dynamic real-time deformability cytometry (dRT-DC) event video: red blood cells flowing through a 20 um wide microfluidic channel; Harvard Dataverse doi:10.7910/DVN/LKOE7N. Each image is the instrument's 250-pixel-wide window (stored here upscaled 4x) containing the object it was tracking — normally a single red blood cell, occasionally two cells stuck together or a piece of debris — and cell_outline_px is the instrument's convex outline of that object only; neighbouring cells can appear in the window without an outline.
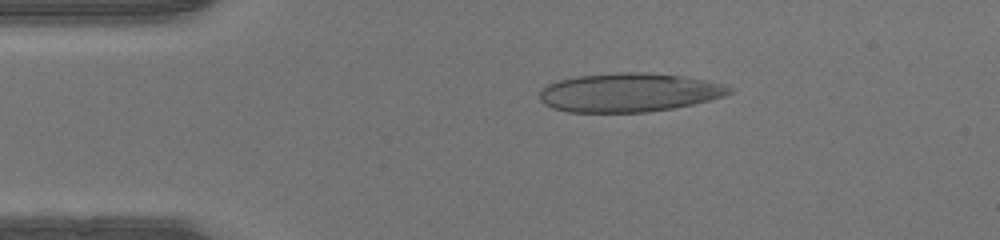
{"species": "human", "species_latin": "Homo sapiens", "temperature_condition": "warm", "stored_images_in_passage": 46, "camera_frame_rate_fps": 3000, "um_per_image_px": 0.085, "donor": {"sex": "male"}, "frame": {"image": 1, "passage_image": 8, "time_ms": 2.333, "image_size_px": [1000, 240], "cell_outline_px": [[736, 88], [732, 92], [724, 96], [692, 104], [672, 108], [648, 112], [568, 112], [552, 108], [544, 104], [540, 100], [540, 92], [548, 84], [556, 80], [576, 76], [616, 72], [644, 72], [684, 76], [708, 80], [728, 84]], "centroid_in_image_um": [53.51, 7.85], "position_along_channel_um": 31.5, "area_um2": 43.29}}
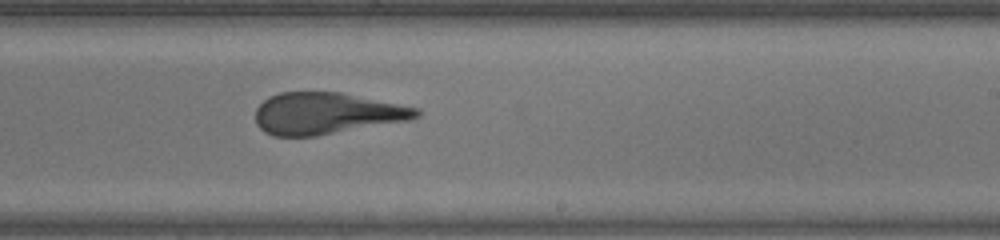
{"frame": {"image": 2, "passage_image": 27, "time_ms": 8.667, "image_size_px": [1000, 240], "cell_outline_px": [[420, 116], [412, 120], [316, 136], [272, 136], [264, 132], [256, 124], [256, 108], [268, 96], [280, 92], [340, 92], [420, 108]], "centroid_in_image_um": [27.76, 9.64], "position_along_channel_um": 261.2, "area_um2": 39.3}}
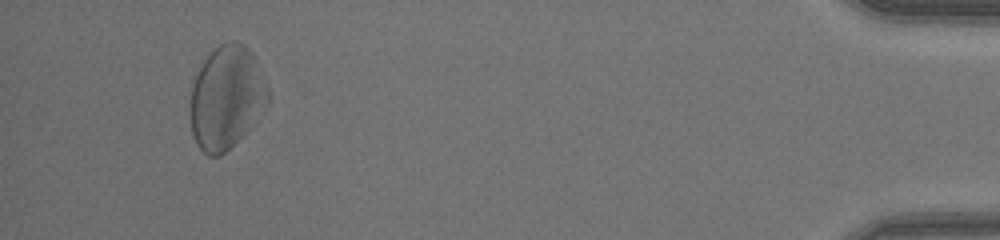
{"frame": {"image": 3, "passage_image": 43, "time_ms": 14.0, "image_size_px": [1000, 240], "cell_outline_px": [[268, 104], [248, 128], [220, 156], [208, 156], [196, 144], [192, 132], [188, 104], [192, 84], [204, 60], [220, 44], [228, 40], [236, 40], [244, 44], [248, 48], [268, 88]], "centroid_in_image_um": [19.19, 8.28], "position_along_channel_um": 416.0, "area_um2": 46.12}}